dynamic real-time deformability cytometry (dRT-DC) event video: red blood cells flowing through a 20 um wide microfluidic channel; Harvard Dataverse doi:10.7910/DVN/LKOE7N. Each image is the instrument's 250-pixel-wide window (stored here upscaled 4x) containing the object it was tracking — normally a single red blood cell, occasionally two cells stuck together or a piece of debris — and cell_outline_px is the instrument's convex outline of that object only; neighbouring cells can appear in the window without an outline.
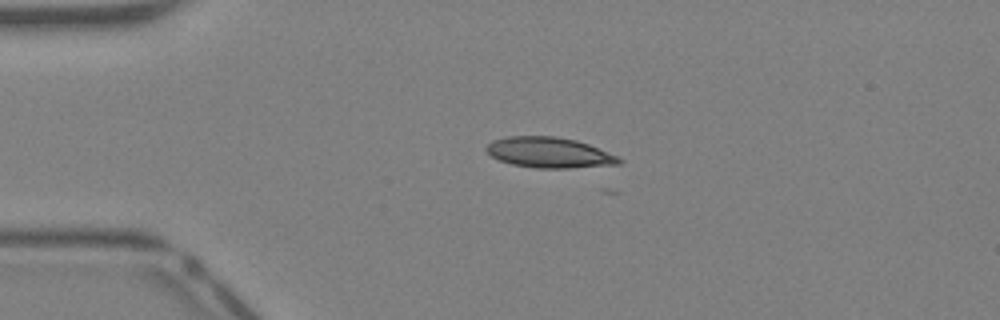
{"species": "Egyptian fruit bat (a non-hibernating species)", "species_latin": "Rousettus aegyptiacus", "temperature_condition": "warm", "stored_images_in_passage": 19, "camera_frame_rate_fps": 3000, "um_per_image_px": 0.085, "animal": {"sex": "female"}, "frame": {"image": 1, "passage_image": 2, "time_ms": 0.333, "image_size_px": [1000, 320], "cell_outline_px": [[624, 160], [620, 164], [568, 168], [536, 168], [512, 164], [500, 160], [492, 156], [484, 148], [492, 140], [508, 136], [556, 136], [576, 140], [588, 144], [616, 156]], "centroid_in_image_um": [46.66, 12.96], "position_along_channel_um": 38.3, "area_um2": 23.47}}
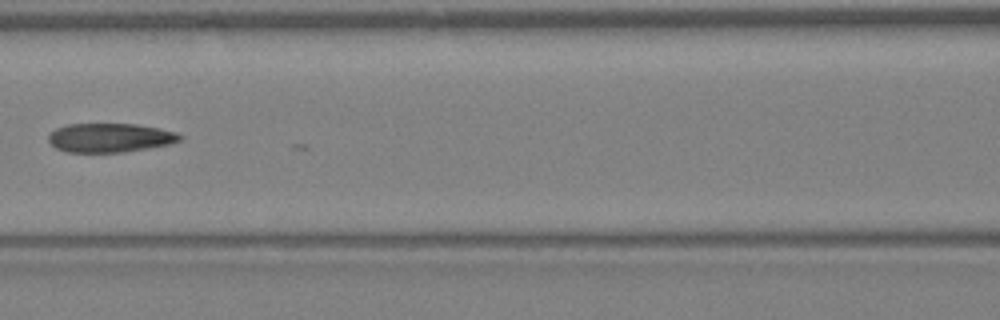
{"frame": {"image": 2, "passage_image": 11, "time_ms": 3.333, "image_size_px": [1000, 320], "cell_outline_px": [[184, 140], [168, 144], [148, 148], [124, 152], [68, 152], [56, 148], [48, 140], [48, 136], [56, 128], [68, 124], [136, 124], [160, 128], [176, 132], [184, 136]], "centroid_in_image_um": [9.39, 11.7], "position_along_channel_um": 157.2, "area_um2": 22.25}}
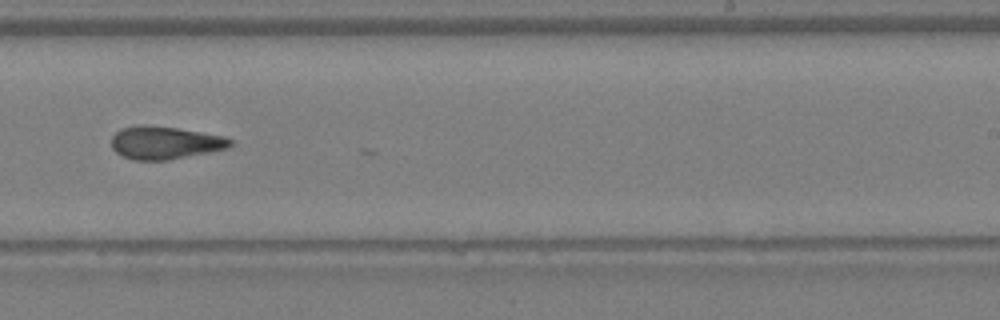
{"frame": {"image": 3, "passage_image": 18, "time_ms": 5.667, "image_size_px": [1000, 320], "cell_outline_px": [[232, 144], [228, 148], [168, 160], [132, 160], [116, 152], [112, 148], [112, 136], [120, 128], [140, 124], [144, 124], [176, 128], [224, 136], [232, 140]], "centroid_in_image_um": [13.99, 12.12], "position_along_channel_um": 275.0, "area_um2": 22.66}}